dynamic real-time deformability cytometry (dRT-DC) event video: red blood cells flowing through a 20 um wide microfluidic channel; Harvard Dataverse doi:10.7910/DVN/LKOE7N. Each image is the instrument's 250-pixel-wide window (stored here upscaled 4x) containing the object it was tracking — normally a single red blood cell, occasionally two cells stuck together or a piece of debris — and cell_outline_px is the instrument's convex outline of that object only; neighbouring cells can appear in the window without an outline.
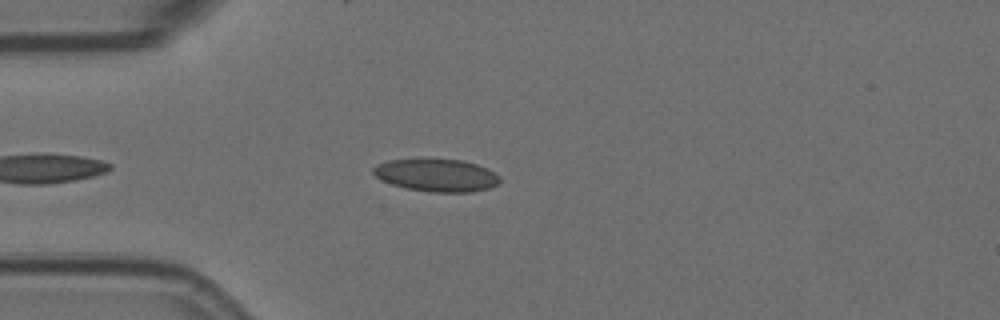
{"species": "Egyptian fruit bat (a non-hibernating species)", "species_latin": "Rousettus aegyptiacus", "temperature_condition": "room temperature", "stored_images_in_passage": 6, "camera_frame_rate_fps": 3000, "um_per_image_px": 0.085, "animal": {"sex": "female"}, "frame": {"image": 1, "passage_image": 4, "time_ms": 1.0, "image_size_px": [1000, 320], "cell_outline_px": [[500, 180], [496, 184], [488, 188], [472, 192], [428, 192], [404, 188], [380, 180], [372, 172], [372, 168], [376, 164], [388, 160], [460, 160], [476, 164], [488, 168], [500, 176]], "centroid_in_image_um": [37.08, 14.91], "position_along_channel_um": 47.9, "area_um2": 23.93}}